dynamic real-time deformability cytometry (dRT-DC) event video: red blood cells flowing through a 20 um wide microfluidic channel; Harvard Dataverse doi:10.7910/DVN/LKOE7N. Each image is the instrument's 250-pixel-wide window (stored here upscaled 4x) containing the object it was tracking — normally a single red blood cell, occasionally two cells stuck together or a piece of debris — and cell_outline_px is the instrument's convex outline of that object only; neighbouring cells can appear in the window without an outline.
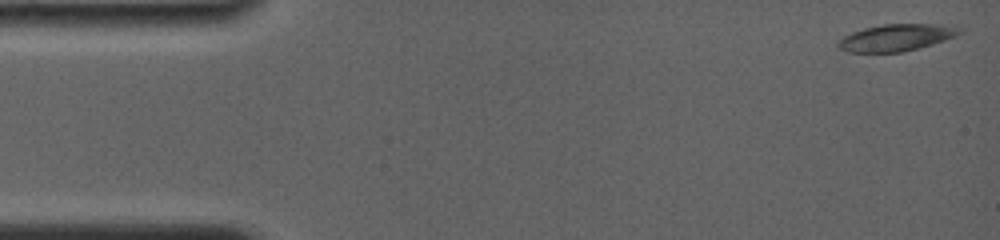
{"species": "common noctule bat (a hibernating species)", "species_latin": "Nyctalus noctula", "temperature_condition": "room temperature", "stored_images_in_passage": 11, "camera_frame_rate_fps": 4000, "um_per_image_px": 0.085, "animal": {"sex": "female", "body_mass_g": 19.0, "forearm_length_mm": 56.7}, "frame": {"image": 1, "passage_image": 1, "time_ms": 0.0, "image_size_px": [1000, 240], "cell_outline_px": [[964, 32], [944, 40], [920, 48], [900, 52], [848, 52], [840, 48], [836, 44], [844, 36], [852, 32], [864, 28], [884, 24], [940, 24], [964, 28]], "centroid_in_image_um": [76.22, 3.19], "position_along_channel_um": 8.8, "area_um2": 18.96}}